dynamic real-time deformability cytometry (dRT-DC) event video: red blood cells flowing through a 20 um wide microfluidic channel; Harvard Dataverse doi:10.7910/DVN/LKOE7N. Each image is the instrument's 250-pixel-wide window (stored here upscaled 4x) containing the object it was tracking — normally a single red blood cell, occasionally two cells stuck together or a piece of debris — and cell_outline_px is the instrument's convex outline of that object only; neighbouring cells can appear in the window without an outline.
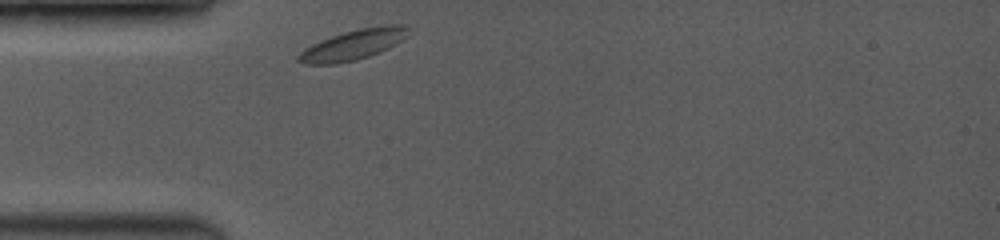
{"species": "common noctule bat (a hibernating species)", "species_latin": "Nyctalus noctula", "temperature_condition": "room temperature", "stored_images_in_passage": 34, "camera_frame_rate_fps": 3500, "um_per_image_px": 0.085, "animal": {"sex": "female", "body_mass_g": 19.0, "forearm_length_mm": 53.3}, "frame": {"image": 1, "passage_image": 1, "time_ms": 0.0, "image_size_px": [1000, 240], "cell_outline_px": [[412, 28], [396, 44], [380, 52], [356, 60], [332, 64], [304, 64], [296, 60], [296, 56], [300, 52], [312, 44], [320, 40], [344, 32], [360, 28], [384, 24], [404, 24]], "centroid_in_image_um": [30.03, 3.79], "position_along_channel_um": 55.0, "area_um2": 19.36}}
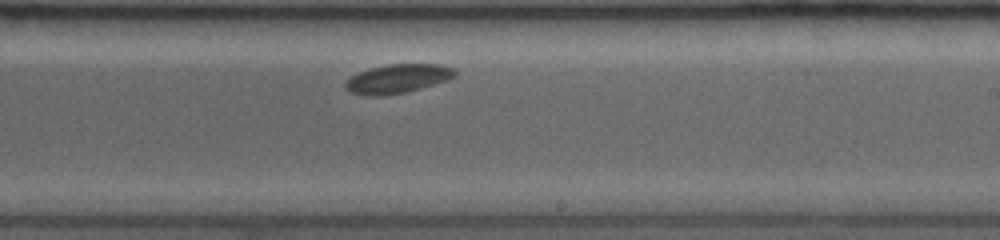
{"frame": {"image": 2, "passage_image": 20, "time_ms": 5.429, "image_size_px": [1000, 240], "cell_outline_px": [[456, 76], [448, 80], [420, 88], [404, 92], [376, 96], [364, 96], [348, 92], [344, 88], [344, 84], [352, 76], [360, 72], [372, 68], [388, 64], [440, 64], [452, 68], [456, 72]], "centroid_in_image_um": [33.78, 6.69], "position_along_channel_um": 255.2, "area_um2": 18.32}}
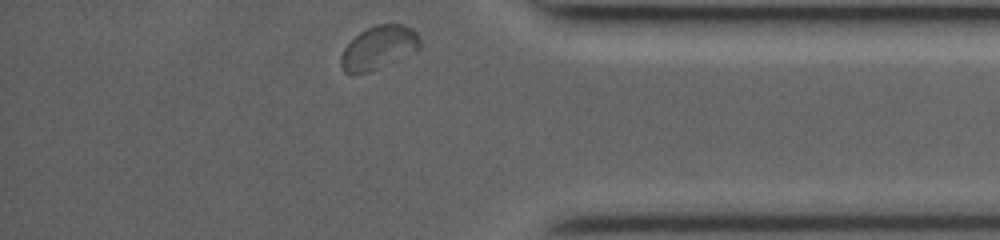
{"frame": {"image": 3, "passage_image": 34, "time_ms": 9.429, "image_size_px": [1000, 240], "cell_outline_px": [[420, 48], [416, 52], [368, 72], [352, 76], [344, 72], [340, 64], [340, 56], [344, 48], [360, 32], [376, 24], [404, 24], [412, 28], [420, 36]], "centroid_in_image_um": [32.19, 4.06], "position_along_channel_um": 403.0, "area_um2": 20.17}, "authors_computed_cell_mechanics": {"area_um2": 18.2648, "velocity_mm_per_s": 3.806, "shape_relaxation_time_tau1_ms": 1.1263, "shape_relaxation_time_tau2_ms": null, "deformation_change_tau1": 0.0504, "deformation_change_tau2": null}}